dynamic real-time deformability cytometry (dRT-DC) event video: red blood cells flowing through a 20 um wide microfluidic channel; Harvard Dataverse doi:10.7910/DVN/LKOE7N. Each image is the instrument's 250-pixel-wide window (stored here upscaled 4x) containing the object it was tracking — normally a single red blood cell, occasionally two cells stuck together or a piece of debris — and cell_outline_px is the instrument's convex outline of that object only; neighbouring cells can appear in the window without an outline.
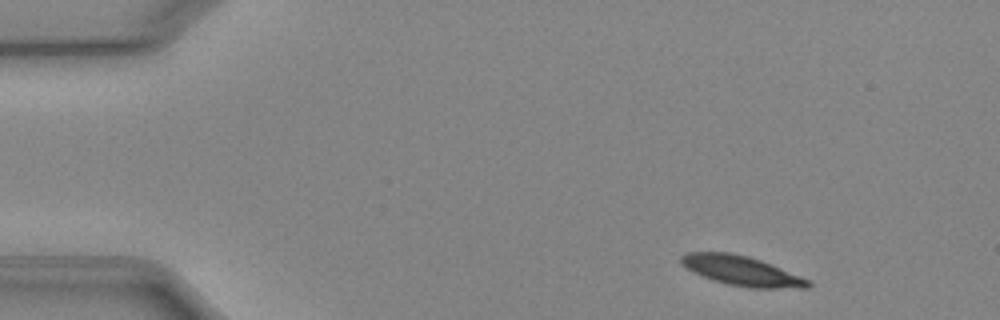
{"species": "Egyptian fruit bat (a non-hibernating species)", "species_latin": "Rousettus aegyptiacus", "temperature_condition": "cold", "stored_images_in_passage": 46, "camera_frame_rate_fps": 3000, "um_per_image_px": 0.085, "animal": {"sex": "female"}, "frame": {"image": 1, "passage_image": 1, "time_ms": 0.0, "image_size_px": [1000, 320], "cell_outline_px": [[812, 284], [808, 288], [748, 288], [728, 284], [712, 280], [692, 272], [680, 264], [680, 256], [684, 252], [728, 252], [748, 256], [760, 260], [812, 280]], "centroid_in_image_um": [63.02, 23.02], "position_along_channel_um": 22.0, "area_um2": 22.2}}
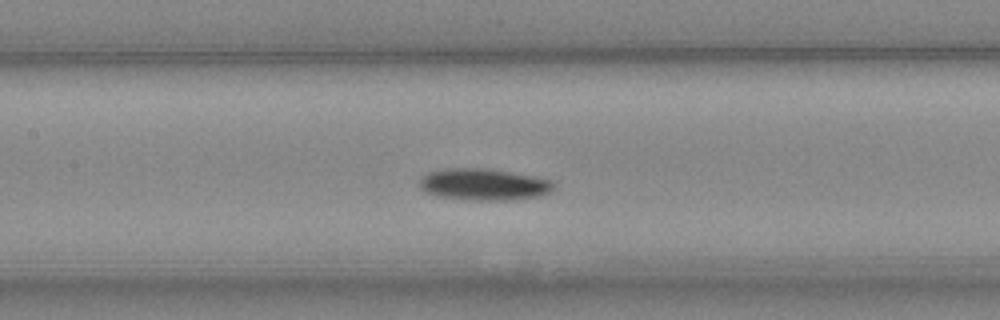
{"frame": {"image": 2, "passage_image": 19, "time_ms": 6.0, "image_size_px": [1000, 320], "cell_outline_px": [[556, 184], [548, 192], [536, 196], [508, 200], [472, 200], [436, 196], [424, 192], [420, 188], [420, 180], [428, 172], [448, 168], [484, 168], [536, 176], [552, 180]], "centroid_in_image_um": [41.1, 15.67], "position_along_channel_um": 166.3, "area_um2": 24.68}}
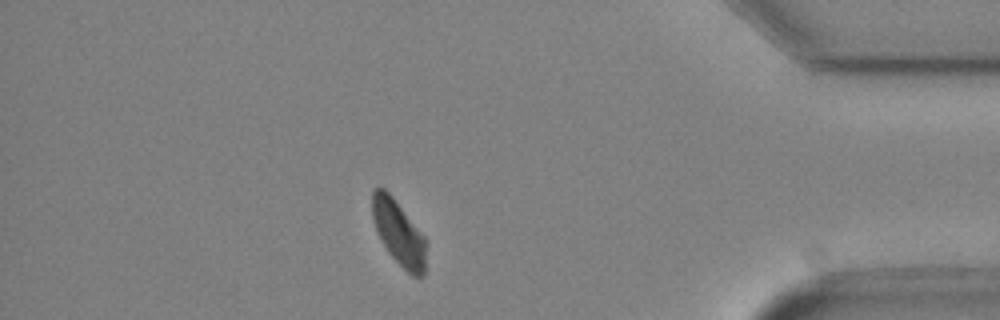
{"frame": {"image": 3, "passage_image": 40, "time_ms": 13.0, "image_size_px": [1000, 320], "cell_outline_px": [[424, 276], [412, 276], [388, 252], [372, 220], [372, 192], [376, 188], [384, 188], [392, 196], [424, 236]], "centroid_in_image_um": [33.86, 19.76], "position_along_channel_um": 401.3, "area_um2": 19.59}, "authors_computed_cell_mechanics": {"area_um2": 22.4842, "velocity_mm_per_s": 3.8765, "shape_relaxation_time_tau1_ms": 1.8732, "shape_relaxation_time_tau2_ms": null, "deformation_change_tau1": 0.1093, "deformation_change_tau2": null}}